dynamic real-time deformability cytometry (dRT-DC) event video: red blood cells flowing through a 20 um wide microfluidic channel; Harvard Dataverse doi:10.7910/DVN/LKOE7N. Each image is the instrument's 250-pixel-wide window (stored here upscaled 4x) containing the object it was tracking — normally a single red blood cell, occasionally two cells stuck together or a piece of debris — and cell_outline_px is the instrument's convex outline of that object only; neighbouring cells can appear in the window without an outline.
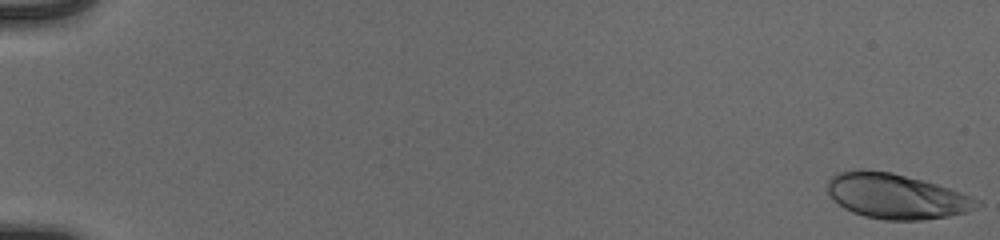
{"species": "human", "species_latin": "Homo sapiens", "temperature_condition": "cold", "stored_images_in_passage": 54, "camera_frame_rate_fps": 3000, "um_per_image_px": 0.085, "donor": {"sex": "male"}, "frame": {"image": 1, "passage_image": 1, "time_ms": 0.0, "image_size_px": [1000, 240], "cell_outline_px": [[984, 204], [976, 208], [964, 212], [948, 216], [920, 220], [884, 220], [864, 216], [852, 212], [844, 208], [832, 200], [828, 192], [828, 180], [836, 172], [864, 168], [892, 172], [924, 180], [972, 196], [980, 200]], "centroid_in_image_um": [76.16, 16.66], "position_along_channel_um": 8.8, "area_um2": 39.59}}
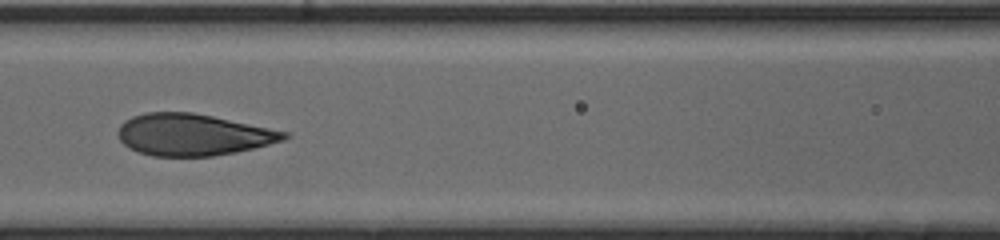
{"frame": {"image": 2, "passage_image": 27, "time_ms": 8.667, "image_size_px": [1000, 240], "cell_outline_px": [[292, 136], [284, 140], [236, 152], [212, 156], [152, 156], [128, 148], [120, 140], [116, 132], [120, 124], [124, 120], [132, 116], [144, 112], [192, 112], [212, 116], [288, 132]], "centroid_in_image_um": [16.36, 11.44], "position_along_channel_um": 150.2, "area_um2": 40.34}}
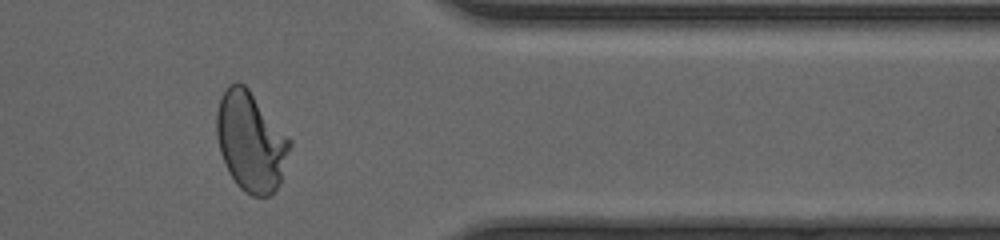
{"frame": {"image": 3, "passage_image": 46, "time_ms": 15.0, "image_size_px": [1000, 240], "cell_outline_px": [[292, 144], [280, 184], [268, 196], [252, 196], [244, 192], [236, 184], [228, 172], [224, 164], [220, 152], [216, 136], [216, 112], [220, 96], [228, 84], [236, 80], [244, 84], [248, 88], [292, 140]], "centroid_in_image_um": [21.3, 12.02], "position_along_channel_um": 390.1, "area_um2": 42.89}, "authors_computed_cell_mechanics": {"area_um2": 40.3444, "velocity_mm_per_s": 3.9524, "shape_relaxation_time_tau1_ms": 4.2298, "shape_relaxation_time_tau2_ms": null, "deformation_change_tau1": 0.1945, "deformation_change_tau2": null}}